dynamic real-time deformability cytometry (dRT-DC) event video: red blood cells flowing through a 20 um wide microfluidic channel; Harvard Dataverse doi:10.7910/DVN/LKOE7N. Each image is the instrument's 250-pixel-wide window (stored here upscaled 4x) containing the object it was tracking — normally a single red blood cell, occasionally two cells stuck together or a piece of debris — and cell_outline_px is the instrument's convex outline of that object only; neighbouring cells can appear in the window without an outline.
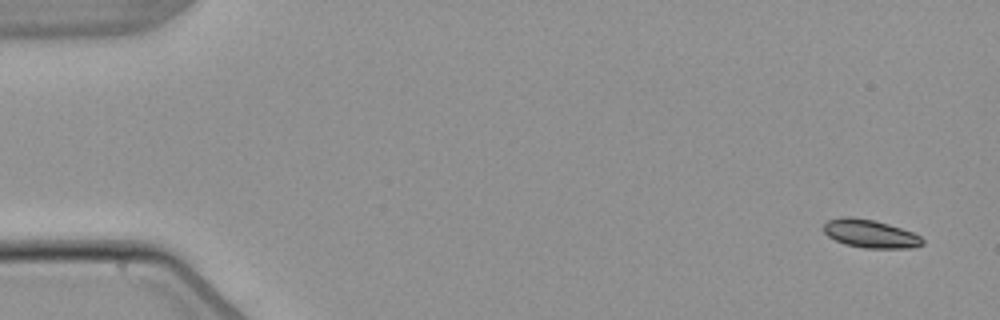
{"species": "common noctule bat (a hibernating species)", "species_latin": "Nyctalus noctula", "temperature_condition": "warm", "stored_images_in_passage": 7, "camera_frame_rate_fps": 3000, "um_per_image_px": 0.085, "animal": {"sex": "male", "body_mass_g": 21.5, "forearm_length_mm": 52.0}, "frame": {"image": 1, "passage_image": 1, "time_ms": 0.0, "image_size_px": [1000, 320], "cell_outline_px": [[924, 244], [912, 248], [864, 248], [844, 244], [828, 236], [824, 232], [824, 224], [828, 220], [844, 216], [852, 216], [876, 220], [912, 232], [920, 236], [924, 240]], "centroid_in_image_um": [73.97, 19.86], "position_along_channel_um": 11.0, "area_um2": 16.3}}
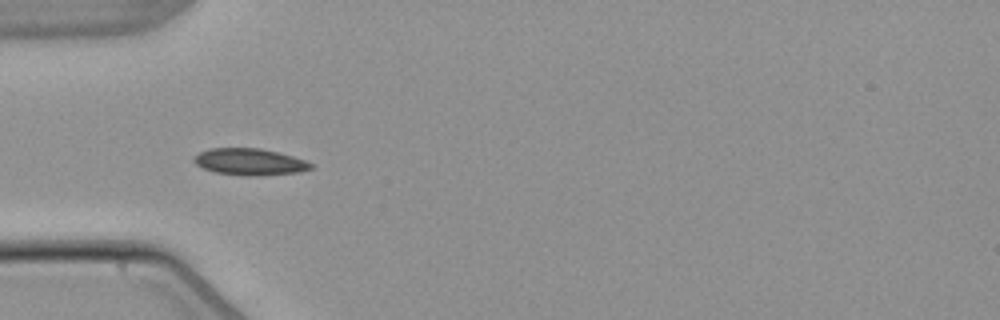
{"frame": {"image": 2, "passage_image": 5, "time_ms": 5.0, "image_size_px": [1000, 320], "cell_outline_px": [[312, 168], [300, 172], [256, 176], [244, 176], [216, 172], [204, 168], [196, 164], [192, 160], [192, 156], [208, 148], [260, 148], [292, 156], [304, 160], [312, 164]], "centroid_in_image_um": [21.18, 13.75], "position_along_channel_um": 63.8, "area_um2": 18.15}}